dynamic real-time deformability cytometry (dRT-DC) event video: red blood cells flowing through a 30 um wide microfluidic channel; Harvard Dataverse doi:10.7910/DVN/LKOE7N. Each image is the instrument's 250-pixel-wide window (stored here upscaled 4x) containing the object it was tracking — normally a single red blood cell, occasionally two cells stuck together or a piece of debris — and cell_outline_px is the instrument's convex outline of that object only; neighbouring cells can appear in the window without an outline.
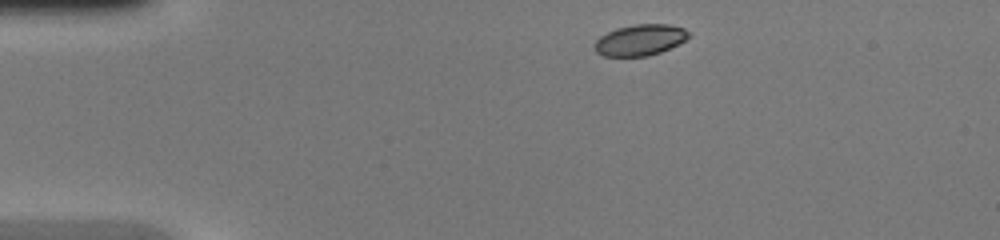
{"species": "common noctule bat (a hibernating species)", "species_latin": "Nyctalus noctula", "temperature_condition": "warm", "stored_images_in_passage": 38, "camera_frame_rate_fps": 3000, "um_per_image_px": 0.085, "animal": {"sex": "female", "body_mass_g": 20.0, "forearm_length_mm": 54.0}, "frame": {"image": 1, "passage_image": 1, "time_ms": 0.0, "image_size_px": [1000, 240], "cell_outline_px": [[692, 36], [680, 44], [660, 52], [648, 56], [604, 56], [596, 52], [596, 40], [600, 36], [616, 28], [636, 24], [668, 24], [684, 28], [692, 32]], "centroid_in_image_um": [54.48, 3.39], "position_along_channel_um": 30.5, "area_um2": 17.17}}
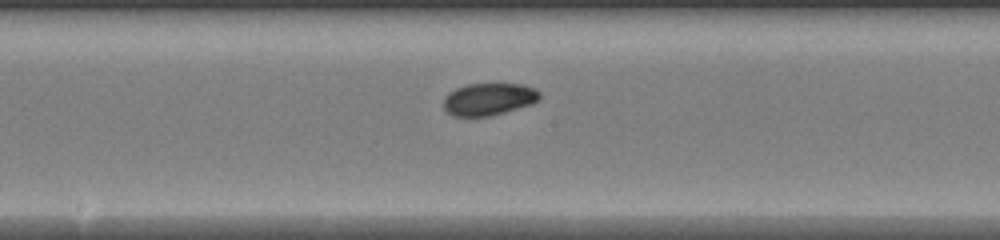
{"frame": {"image": 2, "passage_image": 17, "time_ms": 5.333, "image_size_px": [1000, 240], "cell_outline_px": [[540, 100], [532, 104], [504, 112], [488, 116], [452, 116], [444, 108], [444, 96], [448, 92], [464, 84], [520, 84], [536, 88], [540, 92]], "centroid_in_image_um": [41.55, 8.42], "position_along_channel_um": 206.7, "area_um2": 18.15}}
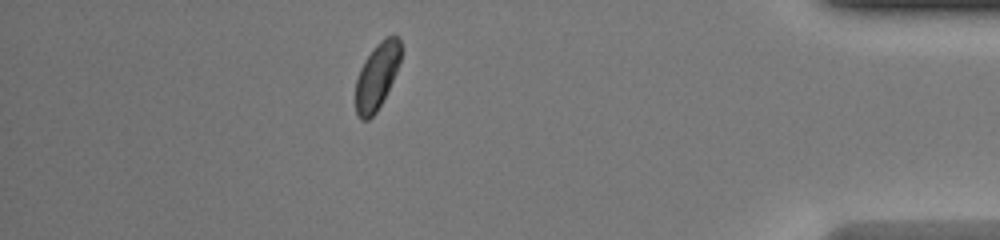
{"frame": {"image": 3, "passage_image": 33, "time_ms": 10.667, "image_size_px": [1000, 240], "cell_outline_px": [[400, 60], [396, 72], [376, 112], [368, 120], [360, 120], [356, 116], [356, 80], [360, 68], [364, 60], [376, 44], [384, 36], [392, 32], [400, 40]], "centroid_in_image_um": [32.02, 6.43], "position_along_channel_um": 403.2, "area_um2": 17.4}}